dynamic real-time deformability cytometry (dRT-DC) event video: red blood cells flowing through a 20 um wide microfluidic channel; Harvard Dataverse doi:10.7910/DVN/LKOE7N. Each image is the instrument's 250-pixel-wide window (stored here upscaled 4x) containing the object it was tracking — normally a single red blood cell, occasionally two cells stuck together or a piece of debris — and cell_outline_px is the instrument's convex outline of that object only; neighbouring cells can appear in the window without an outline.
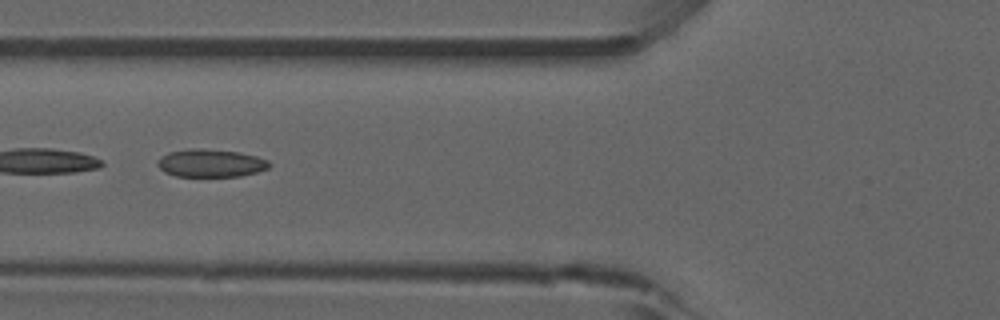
{"species": "common noctule bat (a hibernating species)", "species_latin": "Nyctalus noctula", "temperature_condition": "room temperature", "stored_images_in_passage": 17, "camera_frame_rate_fps": 3000, "um_per_image_px": 0.085, "animal": {"sex": "male", "forearm_length_mm": 52.5}, "frame": {"image": 1, "passage_image": 8, "time_ms": 2.333, "image_size_px": [1000, 320], "cell_outline_px": [[272, 164], [268, 168], [256, 172], [240, 176], [176, 176], [164, 172], [156, 164], [156, 160], [160, 156], [168, 152], [188, 148], [196, 148], [240, 152], [256, 156], [268, 160]], "centroid_in_image_um": [17.87, 13.86], "position_along_channel_um": 107.9, "area_um2": 18.26}}